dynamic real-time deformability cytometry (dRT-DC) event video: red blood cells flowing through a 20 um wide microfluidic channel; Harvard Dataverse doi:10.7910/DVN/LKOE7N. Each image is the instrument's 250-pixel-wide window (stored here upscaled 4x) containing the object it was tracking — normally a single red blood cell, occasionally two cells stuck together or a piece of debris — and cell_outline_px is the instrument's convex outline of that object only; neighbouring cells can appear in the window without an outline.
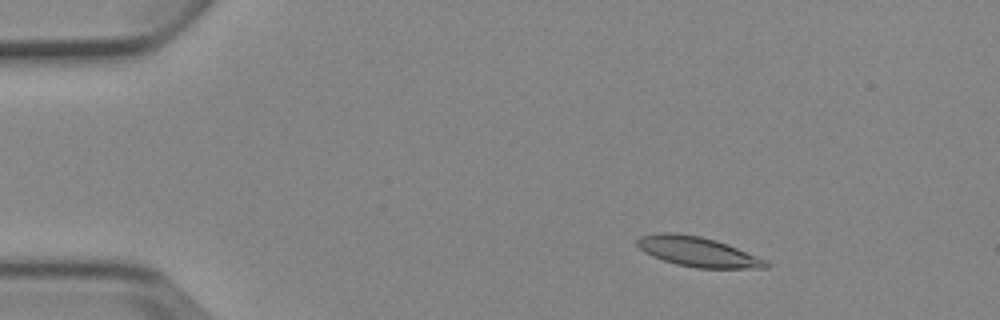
{"species": "Egyptian fruit bat (a non-hibernating species)", "species_latin": "Rousettus aegyptiacus", "temperature_condition": "cold", "stored_images_in_passage": 6, "segment_of_instrument_passage": [1, 2], "camera_frame_rate_fps": 3000, "um_per_image_px": 0.085, "animal": {"sex": "female"}, "frame": {"image": 1, "passage_image": 3, "time_ms": 2.333, "image_size_px": [1000, 320], "cell_outline_px": [[772, 264], [768, 268], [696, 268], [676, 264], [652, 256], [644, 252], [636, 244], [636, 240], [640, 236], [656, 232], [672, 232], [700, 236], [716, 240], [728, 244], [768, 260]], "centroid_in_image_um": [59.33, 21.39], "position_along_channel_um": 25.7, "area_um2": 22.66}}